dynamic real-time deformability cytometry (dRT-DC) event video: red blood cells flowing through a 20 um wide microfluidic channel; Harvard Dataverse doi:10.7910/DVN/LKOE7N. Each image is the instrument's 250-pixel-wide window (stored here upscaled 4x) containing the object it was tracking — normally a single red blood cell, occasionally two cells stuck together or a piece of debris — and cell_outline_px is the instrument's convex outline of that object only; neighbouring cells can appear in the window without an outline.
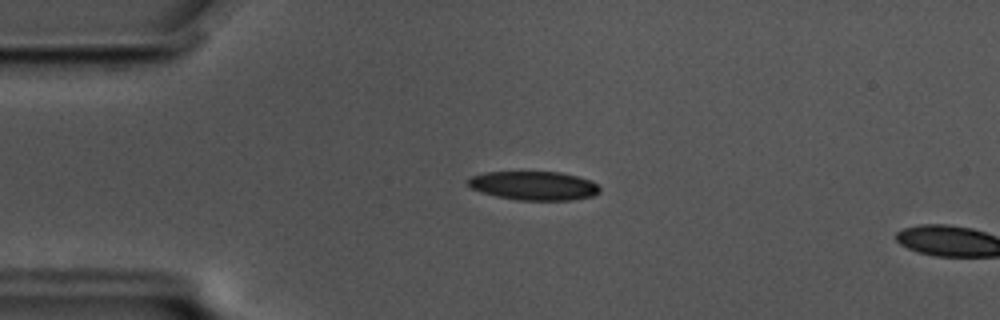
{"species": "common noctule bat (a hibernating species)", "species_latin": "Nyctalus noctula", "temperature_condition": "cold", "stored_images_in_passage": 4, "camera_frame_rate_fps": 3000, "um_per_image_px": 0.085, "animal": {"sex": "male", "body_mass_g": 17.5, "forearm_length_mm": 52.3}, "frame": {"image": 1, "passage_image": 2, "time_ms": 0.333, "image_size_px": [1000, 320], "cell_outline_px": [[600, 192], [592, 196], [572, 200], [520, 200], [496, 196], [480, 192], [472, 188], [464, 180], [472, 176], [484, 172], [560, 172], [592, 180], [600, 188]], "centroid_in_image_um": [45.36, 15.78], "position_along_channel_um": 39.6, "area_um2": 22.2}}